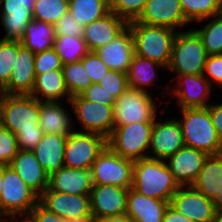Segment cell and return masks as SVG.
I'll return each mask as SVG.
<instances>
[{
    "instance_id": "6da1fadb",
    "label": "cell",
    "mask_w": 222,
    "mask_h": 222,
    "mask_svg": "<svg viewBox=\"0 0 222 222\" xmlns=\"http://www.w3.org/2000/svg\"><path fill=\"white\" fill-rule=\"evenodd\" d=\"M179 187L165 160L145 158L134 161L132 188L138 193L171 202Z\"/></svg>"
},
{
    "instance_id": "7a4b0ae2",
    "label": "cell",
    "mask_w": 222,
    "mask_h": 222,
    "mask_svg": "<svg viewBox=\"0 0 222 222\" xmlns=\"http://www.w3.org/2000/svg\"><path fill=\"white\" fill-rule=\"evenodd\" d=\"M128 26L132 32L134 54L168 67L176 30L136 21Z\"/></svg>"
},
{
    "instance_id": "3957f363",
    "label": "cell",
    "mask_w": 222,
    "mask_h": 222,
    "mask_svg": "<svg viewBox=\"0 0 222 222\" xmlns=\"http://www.w3.org/2000/svg\"><path fill=\"white\" fill-rule=\"evenodd\" d=\"M183 118L178 122L181 126L185 146L206 152L208 155L222 153V143L212 123L209 109H181Z\"/></svg>"
},
{
    "instance_id": "277c9868",
    "label": "cell",
    "mask_w": 222,
    "mask_h": 222,
    "mask_svg": "<svg viewBox=\"0 0 222 222\" xmlns=\"http://www.w3.org/2000/svg\"><path fill=\"white\" fill-rule=\"evenodd\" d=\"M0 124L15 136L19 132L42 131L39 126V100L30 95L2 94Z\"/></svg>"
},
{
    "instance_id": "5b68a950",
    "label": "cell",
    "mask_w": 222,
    "mask_h": 222,
    "mask_svg": "<svg viewBox=\"0 0 222 222\" xmlns=\"http://www.w3.org/2000/svg\"><path fill=\"white\" fill-rule=\"evenodd\" d=\"M207 56L202 40L194 29L179 31L172 44L167 69L177 75H200L203 74Z\"/></svg>"
},
{
    "instance_id": "8992f818",
    "label": "cell",
    "mask_w": 222,
    "mask_h": 222,
    "mask_svg": "<svg viewBox=\"0 0 222 222\" xmlns=\"http://www.w3.org/2000/svg\"><path fill=\"white\" fill-rule=\"evenodd\" d=\"M38 203L39 195L9 165L3 166L0 221L5 220L1 215H6L10 219L15 215L27 216Z\"/></svg>"
},
{
    "instance_id": "52a82bcc",
    "label": "cell",
    "mask_w": 222,
    "mask_h": 222,
    "mask_svg": "<svg viewBox=\"0 0 222 222\" xmlns=\"http://www.w3.org/2000/svg\"><path fill=\"white\" fill-rule=\"evenodd\" d=\"M153 122L114 125L107 146L116 154L132 161L148 158Z\"/></svg>"
},
{
    "instance_id": "ba28073f",
    "label": "cell",
    "mask_w": 222,
    "mask_h": 222,
    "mask_svg": "<svg viewBox=\"0 0 222 222\" xmlns=\"http://www.w3.org/2000/svg\"><path fill=\"white\" fill-rule=\"evenodd\" d=\"M157 104L151 93L129 88L113 104L114 124L154 122Z\"/></svg>"
},
{
    "instance_id": "9c48e42d",
    "label": "cell",
    "mask_w": 222,
    "mask_h": 222,
    "mask_svg": "<svg viewBox=\"0 0 222 222\" xmlns=\"http://www.w3.org/2000/svg\"><path fill=\"white\" fill-rule=\"evenodd\" d=\"M134 161L114 153L108 146L91 167L93 184L132 188Z\"/></svg>"
},
{
    "instance_id": "30bf717a",
    "label": "cell",
    "mask_w": 222,
    "mask_h": 222,
    "mask_svg": "<svg viewBox=\"0 0 222 222\" xmlns=\"http://www.w3.org/2000/svg\"><path fill=\"white\" fill-rule=\"evenodd\" d=\"M107 147V138L96 133L73 131L67 137L64 166L91 169L93 162Z\"/></svg>"
},
{
    "instance_id": "8fae6325",
    "label": "cell",
    "mask_w": 222,
    "mask_h": 222,
    "mask_svg": "<svg viewBox=\"0 0 222 222\" xmlns=\"http://www.w3.org/2000/svg\"><path fill=\"white\" fill-rule=\"evenodd\" d=\"M69 103L77 119L84 127L82 132L96 133L109 138L115 125L113 106L91 102L83 99L80 95L72 96Z\"/></svg>"
},
{
    "instance_id": "7c38bea8",
    "label": "cell",
    "mask_w": 222,
    "mask_h": 222,
    "mask_svg": "<svg viewBox=\"0 0 222 222\" xmlns=\"http://www.w3.org/2000/svg\"><path fill=\"white\" fill-rule=\"evenodd\" d=\"M170 204L193 222H215L218 206L192 186H180Z\"/></svg>"
},
{
    "instance_id": "4fadbf2b",
    "label": "cell",
    "mask_w": 222,
    "mask_h": 222,
    "mask_svg": "<svg viewBox=\"0 0 222 222\" xmlns=\"http://www.w3.org/2000/svg\"><path fill=\"white\" fill-rule=\"evenodd\" d=\"M156 120L157 118L153 122L151 130L148 158L166 160L185 146L184 138L181 126L175 118L168 119L164 123Z\"/></svg>"
},
{
    "instance_id": "5bb4252c",
    "label": "cell",
    "mask_w": 222,
    "mask_h": 222,
    "mask_svg": "<svg viewBox=\"0 0 222 222\" xmlns=\"http://www.w3.org/2000/svg\"><path fill=\"white\" fill-rule=\"evenodd\" d=\"M179 78L177 80V86L173 87L170 94L177 97V103L180 105V109L185 108H207L210 103L207 100L210 99L212 87L209 81L200 75H176ZM174 91V92H173ZM175 93V94H174Z\"/></svg>"
},
{
    "instance_id": "9a60e30c",
    "label": "cell",
    "mask_w": 222,
    "mask_h": 222,
    "mask_svg": "<svg viewBox=\"0 0 222 222\" xmlns=\"http://www.w3.org/2000/svg\"><path fill=\"white\" fill-rule=\"evenodd\" d=\"M39 203L67 220L91 213L89 195L67 194L47 188L39 195Z\"/></svg>"
},
{
    "instance_id": "2e32d148",
    "label": "cell",
    "mask_w": 222,
    "mask_h": 222,
    "mask_svg": "<svg viewBox=\"0 0 222 222\" xmlns=\"http://www.w3.org/2000/svg\"><path fill=\"white\" fill-rule=\"evenodd\" d=\"M35 1L0 0V7L2 6L0 20L6 33L3 40L21 41L23 39L26 27L33 20Z\"/></svg>"
},
{
    "instance_id": "e0dca14e",
    "label": "cell",
    "mask_w": 222,
    "mask_h": 222,
    "mask_svg": "<svg viewBox=\"0 0 222 222\" xmlns=\"http://www.w3.org/2000/svg\"><path fill=\"white\" fill-rule=\"evenodd\" d=\"M128 190L114 185L93 184L90 207L97 220L126 213Z\"/></svg>"
},
{
    "instance_id": "ac0fdd59",
    "label": "cell",
    "mask_w": 222,
    "mask_h": 222,
    "mask_svg": "<svg viewBox=\"0 0 222 222\" xmlns=\"http://www.w3.org/2000/svg\"><path fill=\"white\" fill-rule=\"evenodd\" d=\"M136 22L174 30L190 23L183 14L180 0H148Z\"/></svg>"
},
{
    "instance_id": "d6986e66",
    "label": "cell",
    "mask_w": 222,
    "mask_h": 222,
    "mask_svg": "<svg viewBox=\"0 0 222 222\" xmlns=\"http://www.w3.org/2000/svg\"><path fill=\"white\" fill-rule=\"evenodd\" d=\"M208 156L206 152L184 146L165 161L179 186H191Z\"/></svg>"
},
{
    "instance_id": "ffe728a7",
    "label": "cell",
    "mask_w": 222,
    "mask_h": 222,
    "mask_svg": "<svg viewBox=\"0 0 222 222\" xmlns=\"http://www.w3.org/2000/svg\"><path fill=\"white\" fill-rule=\"evenodd\" d=\"M35 54L18 41V55L9 82L0 90L7 95H30L35 81Z\"/></svg>"
},
{
    "instance_id": "44dd1931",
    "label": "cell",
    "mask_w": 222,
    "mask_h": 222,
    "mask_svg": "<svg viewBox=\"0 0 222 222\" xmlns=\"http://www.w3.org/2000/svg\"><path fill=\"white\" fill-rule=\"evenodd\" d=\"M110 70L127 73L134 55L133 37L127 26L118 36L95 51Z\"/></svg>"
},
{
    "instance_id": "7402d4cb",
    "label": "cell",
    "mask_w": 222,
    "mask_h": 222,
    "mask_svg": "<svg viewBox=\"0 0 222 222\" xmlns=\"http://www.w3.org/2000/svg\"><path fill=\"white\" fill-rule=\"evenodd\" d=\"M128 23L113 12L84 26L83 39L90 52H95L118 36Z\"/></svg>"
},
{
    "instance_id": "603a6c76",
    "label": "cell",
    "mask_w": 222,
    "mask_h": 222,
    "mask_svg": "<svg viewBox=\"0 0 222 222\" xmlns=\"http://www.w3.org/2000/svg\"><path fill=\"white\" fill-rule=\"evenodd\" d=\"M93 187L91 169L61 167L49 175L48 188L57 192L90 195Z\"/></svg>"
},
{
    "instance_id": "cb8c5ba5",
    "label": "cell",
    "mask_w": 222,
    "mask_h": 222,
    "mask_svg": "<svg viewBox=\"0 0 222 222\" xmlns=\"http://www.w3.org/2000/svg\"><path fill=\"white\" fill-rule=\"evenodd\" d=\"M191 186L217 206L222 205V153L206 158Z\"/></svg>"
},
{
    "instance_id": "d4e9b609",
    "label": "cell",
    "mask_w": 222,
    "mask_h": 222,
    "mask_svg": "<svg viewBox=\"0 0 222 222\" xmlns=\"http://www.w3.org/2000/svg\"><path fill=\"white\" fill-rule=\"evenodd\" d=\"M170 202L147 197L129 188L126 202V215L133 222H162Z\"/></svg>"
},
{
    "instance_id": "484cf974",
    "label": "cell",
    "mask_w": 222,
    "mask_h": 222,
    "mask_svg": "<svg viewBox=\"0 0 222 222\" xmlns=\"http://www.w3.org/2000/svg\"><path fill=\"white\" fill-rule=\"evenodd\" d=\"M9 166L38 195L48 188L49 174L42 168L33 151L19 150Z\"/></svg>"
},
{
    "instance_id": "4316f807",
    "label": "cell",
    "mask_w": 222,
    "mask_h": 222,
    "mask_svg": "<svg viewBox=\"0 0 222 222\" xmlns=\"http://www.w3.org/2000/svg\"><path fill=\"white\" fill-rule=\"evenodd\" d=\"M69 116V113L62 107V103L39 101V126L44 134L70 135L74 130V128L72 129L74 122Z\"/></svg>"
},
{
    "instance_id": "83f0119b",
    "label": "cell",
    "mask_w": 222,
    "mask_h": 222,
    "mask_svg": "<svg viewBox=\"0 0 222 222\" xmlns=\"http://www.w3.org/2000/svg\"><path fill=\"white\" fill-rule=\"evenodd\" d=\"M68 136L43 134L32 150L42 168L50 175L64 166V151Z\"/></svg>"
},
{
    "instance_id": "f1b7e54d",
    "label": "cell",
    "mask_w": 222,
    "mask_h": 222,
    "mask_svg": "<svg viewBox=\"0 0 222 222\" xmlns=\"http://www.w3.org/2000/svg\"><path fill=\"white\" fill-rule=\"evenodd\" d=\"M40 94L42 97L39 96ZM30 96L39 101H43V98H46L45 101H59L66 96L65 98L70 102L71 95L66 88L62 69L35 76Z\"/></svg>"
},
{
    "instance_id": "f546056e",
    "label": "cell",
    "mask_w": 222,
    "mask_h": 222,
    "mask_svg": "<svg viewBox=\"0 0 222 222\" xmlns=\"http://www.w3.org/2000/svg\"><path fill=\"white\" fill-rule=\"evenodd\" d=\"M156 66H158V68L161 67L162 69L167 68L156 61H152L134 54L131 60L130 68L127 71L128 87L147 92L148 90L146 87L148 88L149 85L153 86L154 81L157 78V73L155 71L157 70Z\"/></svg>"
},
{
    "instance_id": "4dcf8cb0",
    "label": "cell",
    "mask_w": 222,
    "mask_h": 222,
    "mask_svg": "<svg viewBox=\"0 0 222 222\" xmlns=\"http://www.w3.org/2000/svg\"><path fill=\"white\" fill-rule=\"evenodd\" d=\"M55 39L54 25L43 21L32 20L25 29L21 44L34 54L53 47Z\"/></svg>"
},
{
    "instance_id": "1f68e13d",
    "label": "cell",
    "mask_w": 222,
    "mask_h": 222,
    "mask_svg": "<svg viewBox=\"0 0 222 222\" xmlns=\"http://www.w3.org/2000/svg\"><path fill=\"white\" fill-rule=\"evenodd\" d=\"M68 11L83 26L110 12L109 0H68Z\"/></svg>"
},
{
    "instance_id": "d6a6232c",
    "label": "cell",
    "mask_w": 222,
    "mask_h": 222,
    "mask_svg": "<svg viewBox=\"0 0 222 222\" xmlns=\"http://www.w3.org/2000/svg\"><path fill=\"white\" fill-rule=\"evenodd\" d=\"M61 58L62 64L80 61L88 52L83 37L55 35L52 47Z\"/></svg>"
},
{
    "instance_id": "836d02e7",
    "label": "cell",
    "mask_w": 222,
    "mask_h": 222,
    "mask_svg": "<svg viewBox=\"0 0 222 222\" xmlns=\"http://www.w3.org/2000/svg\"><path fill=\"white\" fill-rule=\"evenodd\" d=\"M185 18L201 22L219 15L221 0H180Z\"/></svg>"
},
{
    "instance_id": "e575fe53",
    "label": "cell",
    "mask_w": 222,
    "mask_h": 222,
    "mask_svg": "<svg viewBox=\"0 0 222 222\" xmlns=\"http://www.w3.org/2000/svg\"><path fill=\"white\" fill-rule=\"evenodd\" d=\"M62 73L71 97L79 95L92 84L81 61L64 64Z\"/></svg>"
},
{
    "instance_id": "d590c367",
    "label": "cell",
    "mask_w": 222,
    "mask_h": 222,
    "mask_svg": "<svg viewBox=\"0 0 222 222\" xmlns=\"http://www.w3.org/2000/svg\"><path fill=\"white\" fill-rule=\"evenodd\" d=\"M202 29L194 30L201 38L206 54H222V17L216 15Z\"/></svg>"
},
{
    "instance_id": "8d00e7d4",
    "label": "cell",
    "mask_w": 222,
    "mask_h": 222,
    "mask_svg": "<svg viewBox=\"0 0 222 222\" xmlns=\"http://www.w3.org/2000/svg\"><path fill=\"white\" fill-rule=\"evenodd\" d=\"M68 11V0H36L33 8V20L55 25Z\"/></svg>"
},
{
    "instance_id": "74e56055",
    "label": "cell",
    "mask_w": 222,
    "mask_h": 222,
    "mask_svg": "<svg viewBox=\"0 0 222 222\" xmlns=\"http://www.w3.org/2000/svg\"><path fill=\"white\" fill-rule=\"evenodd\" d=\"M18 55V41L0 40V90L9 82Z\"/></svg>"
},
{
    "instance_id": "f35d334b",
    "label": "cell",
    "mask_w": 222,
    "mask_h": 222,
    "mask_svg": "<svg viewBox=\"0 0 222 222\" xmlns=\"http://www.w3.org/2000/svg\"><path fill=\"white\" fill-rule=\"evenodd\" d=\"M148 0H109L110 11L127 23L136 21Z\"/></svg>"
},
{
    "instance_id": "ab89813d",
    "label": "cell",
    "mask_w": 222,
    "mask_h": 222,
    "mask_svg": "<svg viewBox=\"0 0 222 222\" xmlns=\"http://www.w3.org/2000/svg\"><path fill=\"white\" fill-rule=\"evenodd\" d=\"M98 84L116 100L128 89L127 73L109 70Z\"/></svg>"
},
{
    "instance_id": "60d3db41",
    "label": "cell",
    "mask_w": 222,
    "mask_h": 222,
    "mask_svg": "<svg viewBox=\"0 0 222 222\" xmlns=\"http://www.w3.org/2000/svg\"><path fill=\"white\" fill-rule=\"evenodd\" d=\"M18 151L16 136L0 124V166L9 165Z\"/></svg>"
},
{
    "instance_id": "b9f144b4",
    "label": "cell",
    "mask_w": 222,
    "mask_h": 222,
    "mask_svg": "<svg viewBox=\"0 0 222 222\" xmlns=\"http://www.w3.org/2000/svg\"><path fill=\"white\" fill-rule=\"evenodd\" d=\"M35 75L44 74L48 71L60 70L63 67L61 58L53 48L35 54Z\"/></svg>"
},
{
    "instance_id": "7bdbcfd3",
    "label": "cell",
    "mask_w": 222,
    "mask_h": 222,
    "mask_svg": "<svg viewBox=\"0 0 222 222\" xmlns=\"http://www.w3.org/2000/svg\"><path fill=\"white\" fill-rule=\"evenodd\" d=\"M92 83L99 81L110 70L96 52H88L81 60Z\"/></svg>"
},
{
    "instance_id": "ee69618b",
    "label": "cell",
    "mask_w": 222,
    "mask_h": 222,
    "mask_svg": "<svg viewBox=\"0 0 222 222\" xmlns=\"http://www.w3.org/2000/svg\"><path fill=\"white\" fill-rule=\"evenodd\" d=\"M55 35L83 37L84 26L67 11L54 25Z\"/></svg>"
},
{
    "instance_id": "f6af8a7d",
    "label": "cell",
    "mask_w": 222,
    "mask_h": 222,
    "mask_svg": "<svg viewBox=\"0 0 222 222\" xmlns=\"http://www.w3.org/2000/svg\"><path fill=\"white\" fill-rule=\"evenodd\" d=\"M203 75L211 86L216 83L222 87V54L207 56Z\"/></svg>"
},
{
    "instance_id": "bcb514c9",
    "label": "cell",
    "mask_w": 222,
    "mask_h": 222,
    "mask_svg": "<svg viewBox=\"0 0 222 222\" xmlns=\"http://www.w3.org/2000/svg\"><path fill=\"white\" fill-rule=\"evenodd\" d=\"M79 95L85 100L102 103L106 106H113L115 103V99L112 97V95L107 94L98 83H92Z\"/></svg>"
},
{
    "instance_id": "7dc6e473",
    "label": "cell",
    "mask_w": 222,
    "mask_h": 222,
    "mask_svg": "<svg viewBox=\"0 0 222 222\" xmlns=\"http://www.w3.org/2000/svg\"><path fill=\"white\" fill-rule=\"evenodd\" d=\"M31 222H71L63 217L48 211L38 203L26 216Z\"/></svg>"
},
{
    "instance_id": "c3c4849f",
    "label": "cell",
    "mask_w": 222,
    "mask_h": 222,
    "mask_svg": "<svg viewBox=\"0 0 222 222\" xmlns=\"http://www.w3.org/2000/svg\"><path fill=\"white\" fill-rule=\"evenodd\" d=\"M43 134V131L19 132L16 135L19 150L32 151L41 141Z\"/></svg>"
},
{
    "instance_id": "681fc988",
    "label": "cell",
    "mask_w": 222,
    "mask_h": 222,
    "mask_svg": "<svg viewBox=\"0 0 222 222\" xmlns=\"http://www.w3.org/2000/svg\"><path fill=\"white\" fill-rule=\"evenodd\" d=\"M209 114L212 119V123L216 129L219 140L222 143V103L221 104H209Z\"/></svg>"
},
{
    "instance_id": "f907efd6",
    "label": "cell",
    "mask_w": 222,
    "mask_h": 222,
    "mask_svg": "<svg viewBox=\"0 0 222 222\" xmlns=\"http://www.w3.org/2000/svg\"><path fill=\"white\" fill-rule=\"evenodd\" d=\"M162 222H193L190 218L180 213L170 203L166 208Z\"/></svg>"
},
{
    "instance_id": "816d5d0a",
    "label": "cell",
    "mask_w": 222,
    "mask_h": 222,
    "mask_svg": "<svg viewBox=\"0 0 222 222\" xmlns=\"http://www.w3.org/2000/svg\"><path fill=\"white\" fill-rule=\"evenodd\" d=\"M97 222H133L130 217L126 215V213L121 215H115L107 218H100Z\"/></svg>"
},
{
    "instance_id": "f5cc1de1",
    "label": "cell",
    "mask_w": 222,
    "mask_h": 222,
    "mask_svg": "<svg viewBox=\"0 0 222 222\" xmlns=\"http://www.w3.org/2000/svg\"><path fill=\"white\" fill-rule=\"evenodd\" d=\"M71 222H97L96 216L91 212L88 215L76 217Z\"/></svg>"
},
{
    "instance_id": "db71d44e",
    "label": "cell",
    "mask_w": 222,
    "mask_h": 222,
    "mask_svg": "<svg viewBox=\"0 0 222 222\" xmlns=\"http://www.w3.org/2000/svg\"><path fill=\"white\" fill-rule=\"evenodd\" d=\"M215 222H222V205L217 207Z\"/></svg>"
},
{
    "instance_id": "11a10c76",
    "label": "cell",
    "mask_w": 222,
    "mask_h": 222,
    "mask_svg": "<svg viewBox=\"0 0 222 222\" xmlns=\"http://www.w3.org/2000/svg\"><path fill=\"white\" fill-rule=\"evenodd\" d=\"M2 186H3V166H0V196H1Z\"/></svg>"
},
{
    "instance_id": "9f6ffc18",
    "label": "cell",
    "mask_w": 222,
    "mask_h": 222,
    "mask_svg": "<svg viewBox=\"0 0 222 222\" xmlns=\"http://www.w3.org/2000/svg\"><path fill=\"white\" fill-rule=\"evenodd\" d=\"M9 222H20L18 219L16 220V218H11L9 220ZM21 222H31L27 217L25 219H23Z\"/></svg>"
},
{
    "instance_id": "6f0895ef",
    "label": "cell",
    "mask_w": 222,
    "mask_h": 222,
    "mask_svg": "<svg viewBox=\"0 0 222 222\" xmlns=\"http://www.w3.org/2000/svg\"><path fill=\"white\" fill-rule=\"evenodd\" d=\"M219 15L222 17V0H221V4H220V11H219Z\"/></svg>"
}]
</instances>
